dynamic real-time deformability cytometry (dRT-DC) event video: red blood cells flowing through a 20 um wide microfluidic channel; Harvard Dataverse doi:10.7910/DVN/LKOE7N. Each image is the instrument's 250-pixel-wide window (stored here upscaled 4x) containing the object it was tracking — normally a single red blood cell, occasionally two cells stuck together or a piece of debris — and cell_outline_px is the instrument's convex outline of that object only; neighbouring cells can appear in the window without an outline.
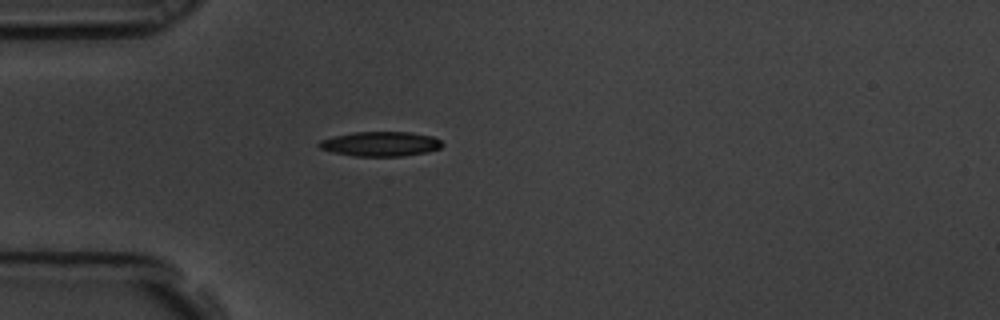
{"species": "common noctule bat (a hibernating species)", "species_latin": "Nyctalus noctula", "temperature_condition": "room temperature", "stored_images_in_passage": 2, "camera_frame_rate_fps": 3000, "um_per_image_px": 0.085, "animal": {"sex": "male", "body_mass_g": 19.5, "forearm_length_mm": 54.6}, "frame": {"image": 1, "passage_image": 1, "time_ms": 0.0, "image_size_px": [1000, 320], "cell_outline_px": [[444, 144], [440, 148], [428, 152], [404, 156], [356, 156], [332, 152], [320, 148], [316, 144], [320, 140], [332, 136], [352, 132], [412, 132], [432, 136], [440, 140]], "centroid_in_image_um": [32.34, 12.23], "position_along_channel_um": 52.7, "area_um2": 17.86}}